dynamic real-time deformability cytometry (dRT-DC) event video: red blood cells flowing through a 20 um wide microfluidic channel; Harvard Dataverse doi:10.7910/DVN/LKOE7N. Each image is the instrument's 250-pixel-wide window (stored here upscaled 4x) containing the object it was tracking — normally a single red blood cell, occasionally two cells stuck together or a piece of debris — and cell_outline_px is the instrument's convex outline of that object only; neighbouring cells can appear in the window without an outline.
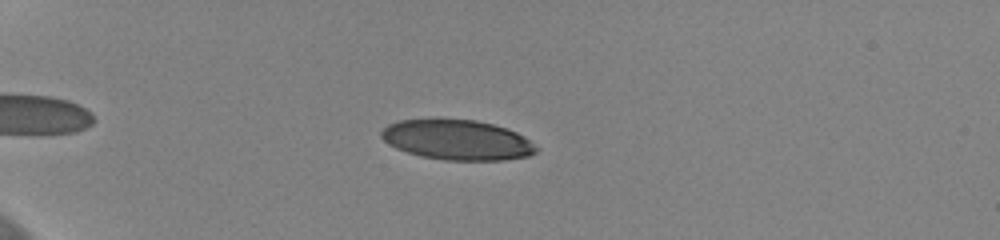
{"species": "human", "species_latin": "Homo sapiens", "temperature_condition": "cold", "stored_images_in_passage": 49, "camera_frame_rate_fps": 3000, "um_per_image_px": 0.085, "donor": {"sex": "female"}, "frame": {"image": 1, "passage_image": 14, "time_ms": 4.333, "image_size_px": [1000, 240], "cell_outline_px": [[540, 148], [536, 152], [528, 156], [504, 160], [444, 160], [420, 156], [396, 148], [388, 144], [380, 136], [380, 132], [388, 124], [400, 120], [476, 120], [492, 124], [516, 132], [524, 136]], "centroid_in_image_um": [38.87, 11.91], "position_along_channel_um": 46.1, "area_um2": 35.95}}
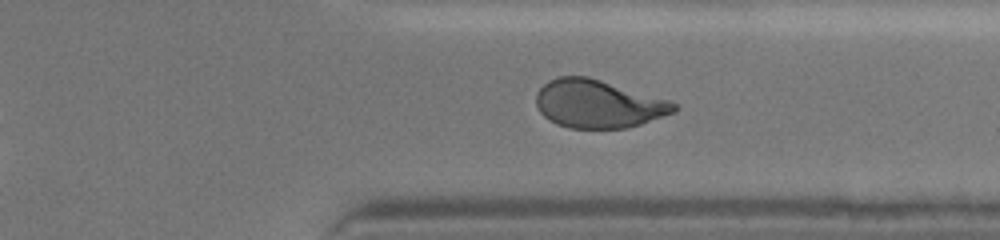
{"frame": {"image": 2, "passage_image": 44, "time_ms": 14.333, "image_size_px": [1000, 240], "cell_outline_px": [[676, 112], [628, 128], [568, 128], [556, 124], [548, 120], [540, 112], [536, 104], [536, 92], [548, 80], [560, 76], [588, 76], [668, 100], [676, 104]], "centroid_in_image_um": [50.81, 8.83], "position_along_channel_um": 360.6, "area_um2": 38.55}, "authors_computed_cell_mechanics": {"area_um2": 38.5526, "velocity_mm_per_s": 3.6448, "shape_relaxation_time_tau1_ms": 5.8451, "shape_relaxation_time_tau2_ms": 0.788, "deformation_change_tau1": 0.1945, "deformation_change_tau2": 0.0705}}